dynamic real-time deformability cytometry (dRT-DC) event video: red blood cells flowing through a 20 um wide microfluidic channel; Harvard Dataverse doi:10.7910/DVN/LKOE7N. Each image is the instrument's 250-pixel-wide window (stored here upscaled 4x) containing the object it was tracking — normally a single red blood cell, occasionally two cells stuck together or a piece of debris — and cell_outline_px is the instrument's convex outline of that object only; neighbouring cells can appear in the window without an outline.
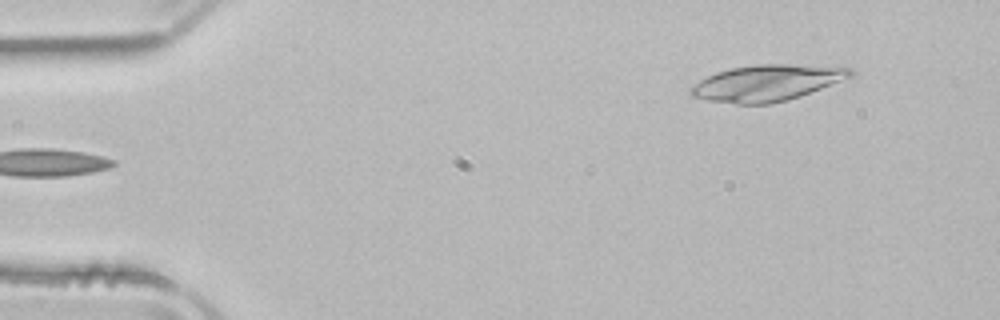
{"species": "common noctule bat (a hibernating species)", "species_latin": "Nyctalus noctula", "temperature_condition": "room temperature", "stored_images_in_passage": 46, "camera_frame_rate_fps": 3000, "um_per_image_px": 0.085, "animal": {"sex": "male", "body_mass_g": 21.5, "forearm_length_mm": 52.0}, "frame": {"image": 1, "passage_image": 1, "time_ms": 0.0, "image_size_px": [1000, 320], "cell_outline_px": [[856, 72], [852, 76], [800, 96], [788, 100], [772, 104], [736, 104], [708, 100], [692, 96], [688, 92], [688, 88], [700, 80], [716, 72], [732, 68], [756, 64], [788, 64], [852, 68]], "centroid_in_image_um": [65.15, 7.05], "position_along_channel_um": 19.8, "area_um2": 33.52}}